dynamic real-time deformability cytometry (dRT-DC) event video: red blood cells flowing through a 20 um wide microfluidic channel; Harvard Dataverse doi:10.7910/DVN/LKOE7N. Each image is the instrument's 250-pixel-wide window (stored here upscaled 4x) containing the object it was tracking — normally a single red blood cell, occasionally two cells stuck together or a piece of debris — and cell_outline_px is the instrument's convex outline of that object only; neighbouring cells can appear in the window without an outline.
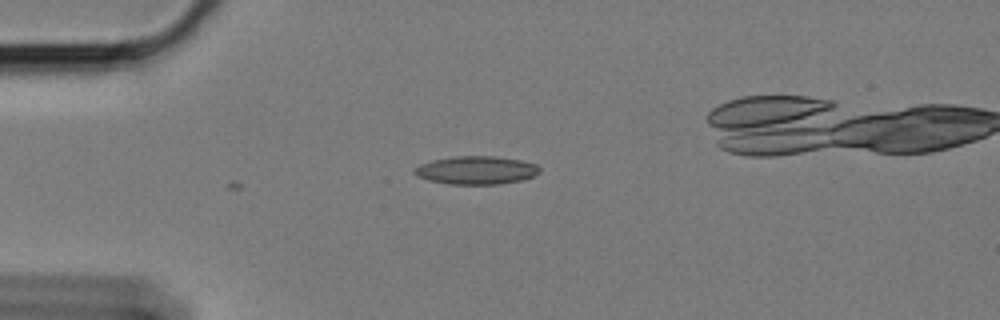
{"species": "Egyptian fruit bat (a non-hibernating species)", "species_latin": "Rousettus aegyptiacus", "temperature_condition": "cold", "stored_images_in_passage": 2, "camera_frame_rate_fps": 3000, "um_per_image_px": 0.085, "animal": {"sex": "female"}, "frame": {"image": 1, "passage_image": 1, "time_ms": 0.0, "image_size_px": [1000, 320], "cell_outline_px": [[824, 108], [768, 132], [728, 124], [740, 100], [756, 96], [796, 96], [812, 100]], "centroid_in_image_um": [65.59, 9.5], "position_along_channel_um": 19.4, "area_um2": 16.42}}